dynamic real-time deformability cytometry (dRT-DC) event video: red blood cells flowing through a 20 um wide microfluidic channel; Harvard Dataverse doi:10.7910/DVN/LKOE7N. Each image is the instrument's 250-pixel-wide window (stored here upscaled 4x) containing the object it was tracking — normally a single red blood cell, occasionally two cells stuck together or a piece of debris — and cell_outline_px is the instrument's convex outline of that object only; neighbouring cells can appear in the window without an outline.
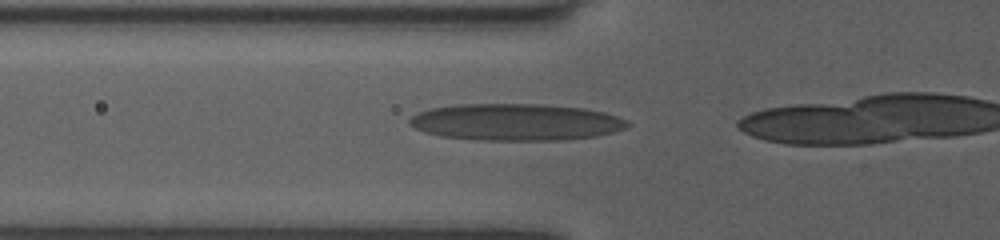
{"species": "human", "species_latin": "Homo sapiens", "temperature_condition": "room temperature", "stored_images_in_passage": 13, "camera_frame_rate_fps": 3000, "um_per_image_px": 0.085, "donor": {"sex": "female"}, "frame": {"image": 1, "passage_image": 9, "time_ms": 2.667, "image_size_px": [1000, 240], "cell_outline_px": [[632, 124], [624, 128], [612, 132], [596, 136], [564, 140], [476, 140], [440, 136], [424, 132], [408, 124], [408, 120], [412, 116], [428, 108], [460, 104], [536, 104], [584, 108], [604, 112], [628, 120]], "centroid_in_image_um": [43.83, 10.38], "position_along_channel_um": 82.0, "area_um2": 46.88}}
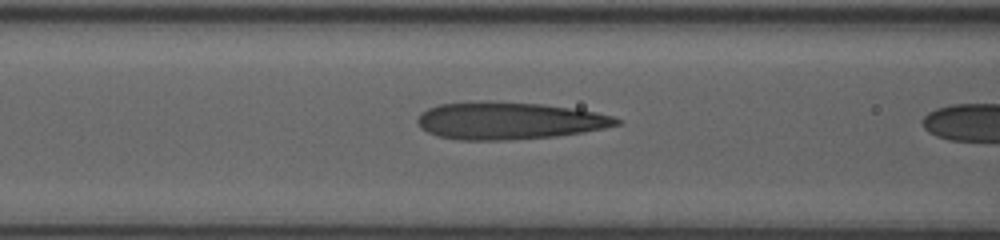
{"frame": {"image": 2, "passage_image": 12, "time_ms": 3.667, "image_size_px": [1000, 240], "cell_outline_px": [[620, 124], [604, 128], [556, 136], [508, 140], [460, 140], [440, 136], [428, 132], [420, 128], [416, 120], [420, 112], [428, 108], [440, 104], [540, 104], [596, 112], [612, 116], [620, 120]], "centroid_in_image_um": [43.26, 10.31], "position_along_channel_um": 123.3, "area_um2": 41.67}}